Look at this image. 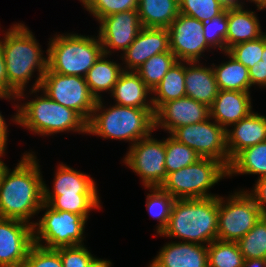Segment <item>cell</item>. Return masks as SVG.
I'll list each match as a JSON object with an SVG mask.
<instances>
[{"mask_svg": "<svg viewBox=\"0 0 266 267\" xmlns=\"http://www.w3.org/2000/svg\"><path fill=\"white\" fill-rule=\"evenodd\" d=\"M33 244L31 224L0 217V267H22Z\"/></svg>", "mask_w": 266, "mask_h": 267, "instance_id": "15", "label": "cell"}, {"mask_svg": "<svg viewBox=\"0 0 266 267\" xmlns=\"http://www.w3.org/2000/svg\"><path fill=\"white\" fill-rule=\"evenodd\" d=\"M150 94L152 91L135 71H123L110 96L121 106L154 109Z\"/></svg>", "mask_w": 266, "mask_h": 267, "instance_id": "22", "label": "cell"}, {"mask_svg": "<svg viewBox=\"0 0 266 267\" xmlns=\"http://www.w3.org/2000/svg\"><path fill=\"white\" fill-rule=\"evenodd\" d=\"M227 21L225 51L234 45L258 39L265 33L261 31L255 11L245 9V7L227 9Z\"/></svg>", "mask_w": 266, "mask_h": 267, "instance_id": "23", "label": "cell"}, {"mask_svg": "<svg viewBox=\"0 0 266 267\" xmlns=\"http://www.w3.org/2000/svg\"><path fill=\"white\" fill-rule=\"evenodd\" d=\"M244 260H266V215H262L254 227L243 237L236 241Z\"/></svg>", "mask_w": 266, "mask_h": 267, "instance_id": "32", "label": "cell"}, {"mask_svg": "<svg viewBox=\"0 0 266 267\" xmlns=\"http://www.w3.org/2000/svg\"><path fill=\"white\" fill-rule=\"evenodd\" d=\"M84 9L99 22L114 13L138 9V0H86Z\"/></svg>", "mask_w": 266, "mask_h": 267, "instance_id": "37", "label": "cell"}, {"mask_svg": "<svg viewBox=\"0 0 266 267\" xmlns=\"http://www.w3.org/2000/svg\"><path fill=\"white\" fill-rule=\"evenodd\" d=\"M210 118V107L192 98L183 97L162 104L154 113V129L171 134L176 128Z\"/></svg>", "mask_w": 266, "mask_h": 267, "instance_id": "16", "label": "cell"}, {"mask_svg": "<svg viewBox=\"0 0 266 267\" xmlns=\"http://www.w3.org/2000/svg\"><path fill=\"white\" fill-rule=\"evenodd\" d=\"M165 170L167 175L195 163L201 157L190 147L178 142L171 135L164 139Z\"/></svg>", "mask_w": 266, "mask_h": 267, "instance_id": "34", "label": "cell"}, {"mask_svg": "<svg viewBox=\"0 0 266 267\" xmlns=\"http://www.w3.org/2000/svg\"><path fill=\"white\" fill-rule=\"evenodd\" d=\"M225 10L218 0H179V13L201 22L217 17Z\"/></svg>", "mask_w": 266, "mask_h": 267, "instance_id": "36", "label": "cell"}, {"mask_svg": "<svg viewBox=\"0 0 266 267\" xmlns=\"http://www.w3.org/2000/svg\"><path fill=\"white\" fill-rule=\"evenodd\" d=\"M40 89L52 100L76 111L86 122L95 108L96 99L91 95L85 77L44 73Z\"/></svg>", "mask_w": 266, "mask_h": 267, "instance_id": "10", "label": "cell"}, {"mask_svg": "<svg viewBox=\"0 0 266 267\" xmlns=\"http://www.w3.org/2000/svg\"><path fill=\"white\" fill-rule=\"evenodd\" d=\"M98 23V37L104 54L109 57L115 50L123 53L143 28L137 10L114 13L102 18Z\"/></svg>", "mask_w": 266, "mask_h": 267, "instance_id": "14", "label": "cell"}, {"mask_svg": "<svg viewBox=\"0 0 266 267\" xmlns=\"http://www.w3.org/2000/svg\"><path fill=\"white\" fill-rule=\"evenodd\" d=\"M109 55L103 54L89 69L85 81L91 95L96 99H102L101 92H112L120 74L124 71L122 66L114 60L107 59Z\"/></svg>", "mask_w": 266, "mask_h": 267, "instance_id": "25", "label": "cell"}, {"mask_svg": "<svg viewBox=\"0 0 266 267\" xmlns=\"http://www.w3.org/2000/svg\"><path fill=\"white\" fill-rule=\"evenodd\" d=\"M242 267H266L265 259H247L244 260Z\"/></svg>", "mask_w": 266, "mask_h": 267, "instance_id": "46", "label": "cell"}, {"mask_svg": "<svg viewBox=\"0 0 266 267\" xmlns=\"http://www.w3.org/2000/svg\"><path fill=\"white\" fill-rule=\"evenodd\" d=\"M0 99H9V101L11 100H17L14 97H9V96H4V95H0ZM2 112H0V147L3 148H7V141H8V125L6 124L5 118L3 117V115L1 114Z\"/></svg>", "mask_w": 266, "mask_h": 267, "instance_id": "45", "label": "cell"}, {"mask_svg": "<svg viewBox=\"0 0 266 267\" xmlns=\"http://www.w3.org/2000/svg\"><path fill=\"white\" fill-rule=\"evenodd\" d=\"M261 63L266 65V33H264V51L262 53Z\"/></svg>", "mask_w": 266, "mask_h": 267, "instance_id": "51", "label": "cell"}, {"mask_svg": "<svg viewBox=\"0 0 266 267\" xmlns=\"http://www.w3.org/2000/svg\"><path fill=\"white\" fill-rule=\"evenodd\" d=\"M224 55L228 56V61H222L221 64L211 65L216 77V82L219 90L249 92L251 83L249 78L248 68L241 62H238L227 51Z\"/></svg>", "mask_w": 266, "mask_h": 267, "instance_id": "27", "label": "cell"}, {"mask_svg": "<svg viewBox=\"0 0 266 267\" xmlns=\"http://www.w3.org/2000/svg\"><path fill=\"white\" fill-rule=\"evenodd\" d=\"M218 196L175 199L168 223L158 234L182 242L209 245L217 240Z\"/></svg>", "mask_w": 266, "mask_h": 267, "instance_id": "3", "label": "cell"}, {"mask_svg": "<svg viewBox=\"0 0 266 267\" xmlns=\"http://www.w3.org/2000/svg\"><path fill=\"white\" fill-rule=\"evenodd\" d=\"M41 95L37 96V92ZM35 99L15 104L17 113L12 121L41 136H51L61 132L87 133V122L73 109L50 99L40 88L29 89Z\"/></svg>", "mask_w": 266, "mask_h": 267, "instance_id": "5", "label": "cell"}, {"mask_svg": "<svg viewBox=\"0 0 266 267\" xmlns=\"http://www.w3.org/2000/svg\"><path fill=\"white\" fill-rule=\"evenodd\" d=\"M79 1L82 3V5H84L86 0H79Z\"/></svg>", "mask_w": 266, "mask_h": 267, "instance_id": "52", "label": "cell"}, {"mask_svg": "<svg viewBox=\"0 0 266 267\" xmlns=\"http://www.w3.org/2000/svg\"><path fill=\"white\" fill-rule=\"evenodd\" d=\"M225 177H228V169L221 162L200 158L187 167L169 173L160 188L174 199L217 197L219 195L211 194L209 189Z\"/></svg>", "mask_w": 266, "mask_h": 267, "instance_id": "7", "label": "cell"}, {"mask_svg": "<svg viewBox=\"0 0 266 267\" xmlns=\"http://www.w3.org/2000/svg\"><path fill=\"white\" fill-rule=\"evenodd\" d=\"M63 264V267H88L96 257L89 252L85 245L60 247L56 249Z\"/></svg>", "mask_w": 266, "mask_h": 267, "instance_id": "41", "label": "cell"}, {"mask_svg": "<svg viewBox=\"0 0 266 267\" xmlns=\"http://www.w3.org/2000/svg\"><path fill=\"white\" fill-rule=\"evenodd\" d=\"M264 51V34L258 39L230 47L227 52L248 69L261 60Z\"/></svg>", "mask_w": 266, "mask_h": 267, "instance_id": "38", "label": "cell"}, {"mask_svg": "<svg viewBox=\"0 0 266 267\" xmlns=\"http://www.w3.org/2000/svg\"><path fill=\"white\" fill-rule=\"evenodd\" d=\"M170 50L168 28H142L121 54L124 71H136L150 57ZM123 55V56H122Z\"/></svg>", "mask_w": 266, "mask_h": 267, "instance_id": "17", "label": "cell"}, {"mask_svg": "<svg viewBox=\"0 0 266 267\" xmlns=\"http://www.w3.org/2000/svg\"><path fill=\"white\" fill-rule=\"evenodd\" d=\"M3 36L0 44L8 77V96L24 100L27 98L24 92L36 71L38 77L31 86L32 89L40 88L42 77L47 71V56L43 55L44 51L33 32L24 23L13 24Z\"/></svg>", "mask_w": 266, "mask_h": 267, "instance_id": "2", "label": "cell"}, {"mask_svg": "<svg viewBox=\"0 0 266 267\" xmlns=\"http://www.w3.org/2000/svg\"><path fill=\"white\" fill-rule=\"evenodd\" d=\"M150 267H208L207 245L171 241L150 262Z\"/></svg>", "mask_w": 266, "mask_h": 267, "instance_id": "18", "label": "cell"}, {"mask_svg": "<svg viewBox=\"0 0 266 267\" xmlns=\"http://www.w3.org/2000/svg\"><path fill=\"white\" fill-rule=\"evenodd\" d=\"M251 93L219 90L210 106V118L226 130L252 112Z\"/></svg>", "mask_w": 266, "mask_h": 267, "instance_id": "20", "label": "cell"}, {"mask_svg": "<svg viewBox=\"0 0 266 267\" xmlns=\"http://www.w3.org/2000/svg\"><path fill=\"white\" fill-rule=\"evenodd\" d=\"M17 166L7 168L0 180V217L34 226L30 219L44 204V179L34 152H24Z\"/></svg>", "mask_w": 266, "mask_h": 267, "instance_id": "1", "label": "cell"}, {"mask_svg": "<svg viewBox=\"0 0 266 267\" xmlns=\"http://www.w3.org/2000/svg\"><path fill=\"white\" fill-rule=\"evenodd\" d=\"M240 174L266 176V141L243 149L231 160L227 178Z\"/></svg>", "mask_w": 266, "mask_h": 267, "instance_id": "29", "label": "cell"}, {"mask_svg": "<svg viewBox=\"0 0 266 267\" xmlns=\"http://www.w3.org/2000/svg\"><path fill=\"white\" fill-rule=\"evenodd\" d=\"M253 187V190L246 192L255 200L262 215H266V176L258 178Z\"/></svg>", "mask_w": 266, "mask_h": 267, "instance_id": "42", "label": "cell"}, {"mask_svg": "<svg viewBox=\"0 0 266 267\" xmlns=\"http://www.w3.org/2000/svg\"><path fill=\"white\" fill-rule=\"evenodd\" d=\"M246 1H251V3H255L257 10H265V0H246ZM245 2V0H244Z\"/></svg>", "mask_w": 266, "mask_h": 267, "instance_id": "50", "label": "cell"}, {"mask_svg": "<svg viewBox=\"0 0 266 267\" xmlns=\"http://www.w3.org/2000/svg\"><path fill=\"white\" fill-rule=\"evenodd\" d=\"M208 267H242L244 257L236 242L214 240L208 246Z\"/></svg>", "mask_w": 266, "mask_h": 267, "instance_id": "33", "label": "cell"}, {"mask_svg": "<svg viewBox=\"0 0 266 267\" xmlns=\"http://www.w3.org/2000/svg\"><path fill=\"white\" fill-rule=\"evenodd\" d=\"M45 211L33 226L34 243L49 249L83 245L87 220L79 214L52 209L44 203ZM84 236V237H83Z\"/></svg>", "mask_w": 266, "mask_h": 267, "instance_id": "8", "label": "cell"}, {"mask_svg": "<svg viewBox=\"0 0 266 267\" xmlns=\"http://www.w3.org/2000/svg\"><path fill=\"white\" fill-rule=\"evenodd\" d=\"M227 26V9L221 15L203 22L205 40L212 48L225 52Z\"/></svg>", "mask_w": 266, "mask_h": 267, "instance_id": "39", "label": "cell"}, {"mask_svg": "<svg viewBox=\"0 0 266 267\" xmlns=\"http://www.w3.org/2000/svg\"><path fill=\"white\" fill-rule=\"evenodd\" d=\"M138 15L144 28H169L179 14V0H138Z\"/></svg>", "mask_w": 266, "mask_h": 267, "instance_id": "26", "label": "cell"}, {"mask_svg": "<svg viewBox=\"0 0 266 267\" xmlns=\"http://www.w3.org/2000/svg\"><path fill=\"white\" fill-rule=\"evenodd\" d=\"M99 198L98 194H77V196L44 195V203L54 210L79 214L88 220L90 211L101 208Z\"/></svg>", "mask_w": 266, "mask_h": 267, "instance_id": "30", "label": "cell"}, {"mask_svg": "<svg viewBox=\"0 0 266 267\" xmlns=\"http://www.w3.org/2000/svg\"><path fill=\"white\" fill-rule=\"evenodd\" d=\"M22 267H63V264L56 249H49L34 243Z\"/></svg>", "mask_w": 266, "mask_h": 267, "instance_id": "40", "label": "cell"}, {"mask_svg": "<svg viewBox=\"0 0 266 267\" xmlns=\"http://www.w3.org/2000/svg\"><path fill=\"white\" fill-rule=\"evenodd\" d=\"M202 28L203 22L181 13L173 20L168 28L170 51L178 61L199 62L207 49H213Z\"/></svg>", "mask_w": 266, "mask_h": 267, "instance_id": "13", "label": "cell"}, {"mask_svg": "<svg viewBox=\"0 0 266 267\" xmlns=\"http://www.w3.org/2000/svg\"><path fill=\"white\" fill-rule=\"evenodd\" d=\"M226 130L229 159L243 149L266 141V116L252 111L248 116L232 124Z\"/></svg>", "mask_w": 266, "mask_h": 267, "instance_id": "19", "label": "cell"}, {"mask_svg": "<svg viewBox=\"0 0 266 267\" xmlns=\"http://www.w3.org/2000/svg\"><path fill=\"white\" fill-rule=\"evenodd\" d=\"M46 54L47 68L50 71L85 77L104 51L98 35L94 37L64 33L49 38Z\"/></svg>", "mask_w": 266, "mask_h": 267, "instance_id": "6", "label": "cell"}, {"mask_svg": "<svg viewBox=\"0 0 266 267\" xmlns=\"http://www.w3.org/2000/svg\"><path fill=\"white\" fill-rule=\"evenodd\" d=\"M152 133L129 147L123 163L139 175L146 188L160 187L167 173L165 170V143L152 137Z\"/></svg>", "mask_w": 266, "mask_h": 267, "instance_id": "12", "label": "cell"}, {"mask_svg": "<svg viewBox=\"0 0 266 267\" xmlns=\"http://www.w3.org/2000/svg\"><path fill=\"white\" fill-rule=\"evenodd\" d=\"M209 118L199 123L176 128L170 135L192 148L201 158H211L230 166L226 129ZM211 121V122H210Z\"/></svg>", "mask_w": 266, "mask_h": 267, "instance_id": "11", "label": "cell"}, {"mask_svg": "<svg viewBox=\"0 0 266 267\" xmlns=\"http://www.w3.org/2000/svg\"><path fill=\"white\" fill-rule=\"evenodd\" d=\"M185 96V61H177L152 91L153 108L156 111L162 104Z\"/></svg>", "mask_w": 266, "mask_h": 267, "instance_id": "28", "label": "cell"}, {"mask_svg": "<svg viewBox=\"0 0 266 267\" xmlns=\"http://www.w3.org/2000/svg\"><path fill=\"white\" fill-rule=\"evenodd\" d=\"M150 190L146 196L147 210L154 219L159 221L156 226L157 235L160 234L168 223L171 209L175 199L160 187L147 188Z\"/></svg>", "mask_w": 266, "mask_h": 267, "instance_id": "35", "label": "cell"}, {"mask_svg": "<svg viewBox=\"0 0 266 267\" xmlns=\"http://www.w3.org/2000/svg\"><path fill=\"white\" fill-rule=\"evenodd\" d=\"M226 9L244 7L243 0H218Z\"/></svg>", "mask_w": 266, "mask_h": 267, "instance_id": "47", "label": "cell"}, {"mask_svg": "<svg viewBox=\"0 0 266 267\" xmlns=\"http://www.w3.org/2000/svg\"><path fill=\"white\" fill-rule=\"evenodd\" d=\"M177 61L175 55L169 50L150 57L135 72L153 91Z\"/></svg>", "mask_w": 266, "mask_h": 267, "instance_id": "31", "label": "cell"}, {"mask_svg": "<svg viewBox=\"0 0 266 267\" xmlns=\"http://www.w3.org/2000/svg\"><path fill=\"white\" fill-rule=\"evenodd\" d=\"M5 152H6V148L0 147V180L3 177L5 170L8 168V166L1 159V157L4 156Z\"/></svg>", "mask_w": 266, "mask_h": 267, "instance_id": "49", "label": "cell"}, {"mask_svg": "<svg viewBox=\"0 0 266 267\" xmlns=\"http://www.w3.org/2000/svg\"><path fill=\"white\" fill-rule=\"evenodd\" d=\"M224 199L218 196L217 240L236 242L254 227L262 213L245 189Z\"/></svg>", "mask_w": 266, "mask_h": 267, "instance_id": "9", "label": "cell"}, {"mask_svg": "<svg viewBox=\"0 0 266 267\" xmlns=\"http://www.w3.org/2000/svg\"><path fill=\"white\" fill-rule=\"evenodd\" d=\"M185 91L186 97L210 107L219 91L212 66L185 62Z\"/></svg>", "mask_w": 266, "mask_h": 267, "instance_id": "21", "label": "cell"}, {"mask_svg": "<svg viewBox=\"0 0 266 267\" xmlns=\"http://www.w3.org/2000/svg\"><path fill=\"white\" fill-rule=\"evenodd\" d=\"M0 95L8 96V77L4 54L0 44Z\"/></svg>", "mask_w": 266, "mask_h": 267, "instance_id": "44", "label": "cell"}, {"mask_svg": "<svg viewBox=\"0 0 266 267\" xmlns=\"http://www.w3.org/2000/svg\"><path fill=\"white\" fill-rule=\"evenodd\" d=\"M52 188L51 190L44 181V195L98 194V187L92 177L63 163L57 166Z\"/></svg>", "mask_w": 266, "mask_h": 267, "instance_id": "24", "label": "cell"}, {"mask_svg": "<svg viewBox=\"0 0 266 267\" xmlns=\"http://www.w3.org/2000/svg\"><path fill=\"white\" fill-rule=\"evenodd\" d=\"M103 100H96L94 111L87 122V133L103 139L123 140L131 143L149 136L154 129V109L113 104L104 105Z\"/></svg>", "mask_w": 266, "mask_h": 267, "instance_id": "4", "label": "cell"}, {"mask_svg": "<svg viewBox=\"0 0 266 267\" xmlns=\"http://www.w3.org/2000/svg\"><path fill=\"white\" fill-rule=\"evenodd\" d=\"M251 87H266V65L259 60L251 68L248 69Z\"/></svg>", "mask_w": 266, "mask_h": 267, "instance_id": "43", "label": "cell"}, {"mask_svg": "<svg viewBox=\"0 0 266 267\" xmlns=\"http://www.w3.org/2000/svg\"><path fill=\"white\" fill-rule=\"evenodd\" d=\"M111 266L113 265L110 260H107V259L104 260V259L95 257L88 267H111Z\"/></svg>", "mask_w": 266, "mask_h": 267, "instance_id": "48", "label": "cell"}]
</instances>
